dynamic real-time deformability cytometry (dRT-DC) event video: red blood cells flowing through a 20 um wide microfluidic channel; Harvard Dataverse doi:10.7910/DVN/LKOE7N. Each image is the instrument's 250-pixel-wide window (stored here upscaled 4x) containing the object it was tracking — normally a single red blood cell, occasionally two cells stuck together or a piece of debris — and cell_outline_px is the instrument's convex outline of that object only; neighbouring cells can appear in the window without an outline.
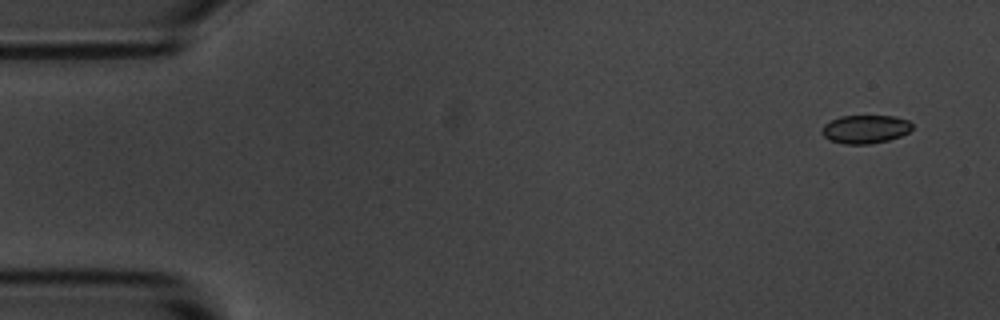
{"species": "common noctule bat (a hibernating species)", "species_latin": "Nyctalus noctula", "temperature_condition": "room temperature", "stored_images_in_passage": 9, "camera_frame_rate_fps": 3000, "um_per_image_px": 0.085, "animal": {"sex": "male", "body_mass_g": 20.1, "forearm_length_mm": 53.5}, "frame": {"image": 1, "passage_image": 1, "time_ms": 0.0, "image_size_px": [1000, 320], "cell_outline_px": [[912, 128], [908, 132], [900, 136], [888, 140], [868, 144], [844, 144], [832, 140], [824, 136], [820, 132], [820, 128], [824, 124], [840, 116], [896, 116], [908, 120], [912, 124]], "centroid_in_image_um": [73.54, 10.97], "position_along_channel_um": 11.5, "area_um2": 14.91}}
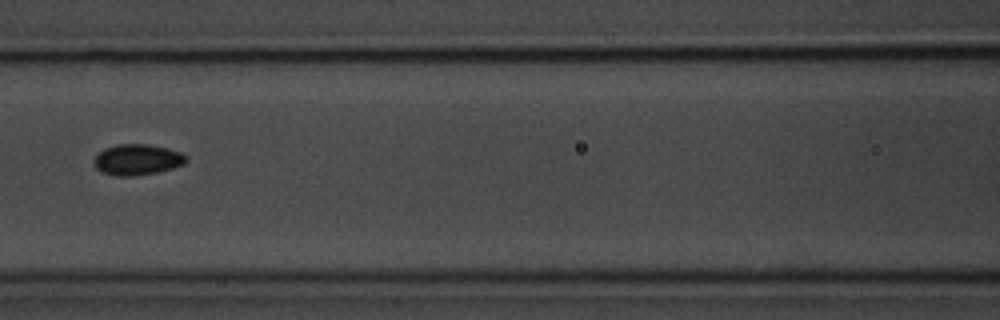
{"frame": {"image": 2, "passage_image": 7, "time_ms": 7.0, "image_size_px": [1000, 320], "cell_outline_px": [[188, 160], [184, 164], [172, 168], [156, 172], [132, 176], [116, 176], [104, 172], [96, 168], [92, 164], [92, 160], [104, 148], [116, 144], [148, 144], [168, 148], [180, 152]], "centroid_in_image_um": [11.64, 13.56], "position_along_channel_um": 155.0, "area_um2": 16.53}}
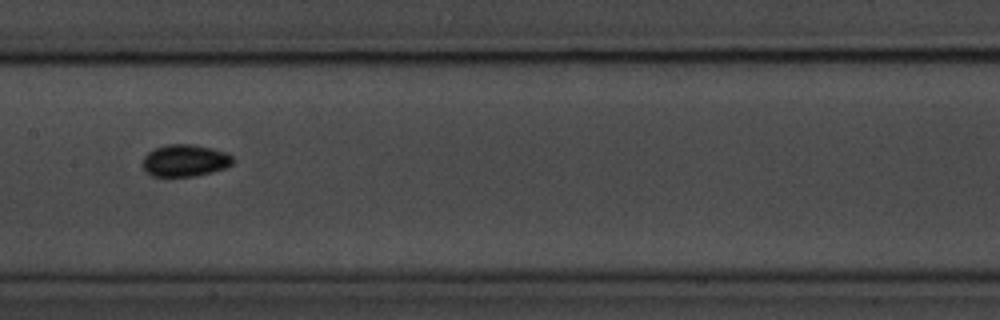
{"frame": {"image": 3, "passage_image": 8, "time_ms": 8.0, "image_size_px": [1000, 320], "cell_outline_px": [[232, 164], [224, 168], [212, 172], [192, 176], [152, 176], [144, 168], [144, 156], [148, 152], [156, 148], [168, 144], [192, 144], [212, 148], [228, 152], [232, 156]], "centroid_in_image_um": [15.75, 13.63], "position_along_channel_um": 191.6, "area_um2": 16.65}}